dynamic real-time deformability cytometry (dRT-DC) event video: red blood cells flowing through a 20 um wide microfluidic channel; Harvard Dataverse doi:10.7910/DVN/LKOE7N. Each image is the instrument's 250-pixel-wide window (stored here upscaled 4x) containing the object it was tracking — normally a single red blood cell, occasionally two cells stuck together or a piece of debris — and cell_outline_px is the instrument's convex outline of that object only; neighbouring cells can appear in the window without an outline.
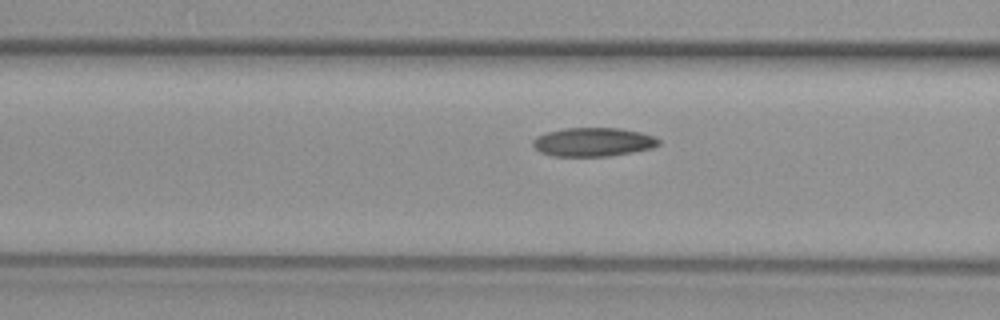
{"species": "common noctule bat (a hibernating species)", "species_latin": "Nyctalus noctula", "temperature_condition": "warm", "stored_images_in_passage": 12, "camera_frame_rate_fps": 3000, "um_per_image_px": 0.085, "animal": {"sex": "female", "body_mass_g": 29.2, "forearm_length_mm": 56.3}, "frame": {"image": 1, "passage_image": 10, "time_ms": 3.0, "image_size_px": [1000, 320], "cell_outline_px": [[660, 144], [652, 148], [632, 152], [608, 156], [552, 156], [540, 152], [532, 144], [532, 140], [536, 136], [544, 132], [564, 128], [620, 128], [640, 132], [652, 136], [660, 140]], "centroid_in_image_um": [50.38, 12.07], "position_along_channel_um": 116.2, "area_um2": 21.15}}